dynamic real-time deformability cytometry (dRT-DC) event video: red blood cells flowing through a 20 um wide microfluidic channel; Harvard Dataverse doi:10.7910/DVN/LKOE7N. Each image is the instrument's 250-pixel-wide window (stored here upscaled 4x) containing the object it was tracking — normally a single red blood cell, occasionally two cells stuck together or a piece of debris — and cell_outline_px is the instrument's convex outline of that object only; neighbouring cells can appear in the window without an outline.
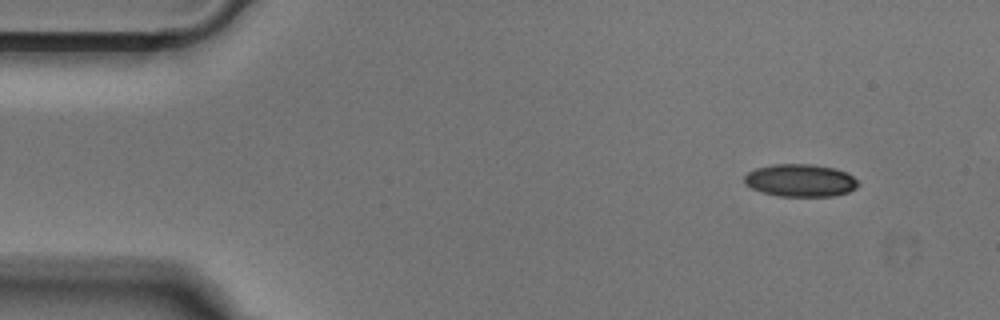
{"species": "Egyptian fruit bat (a non-hibernating species)", "species_latin": "Rousettus aegyptiacus", "temperature_condition": "cold", "stored_images_in_passage": 47, "camera_frame_rate_fps": 3000, "um_per_image_px": 0.085, "animal": {"sex": "male"}, "frame": {"image": 1, "passage_image": 1, "time_ms": 0.0, "image_size_px": [1000, 320], "cell_outline_px": [[860, 184], [856, 188], [848, 192], [832, 196], [776, 196], [760, 192], [744, 184], [744, 176], [748, 172], [756, 168], [772, 164], [812, 164], [832, 168], [848, 172]], "centroid_in_image_um": [68.01, 15.34], "position_along_channel_um": 17.0, "area_um2": 21.73}}
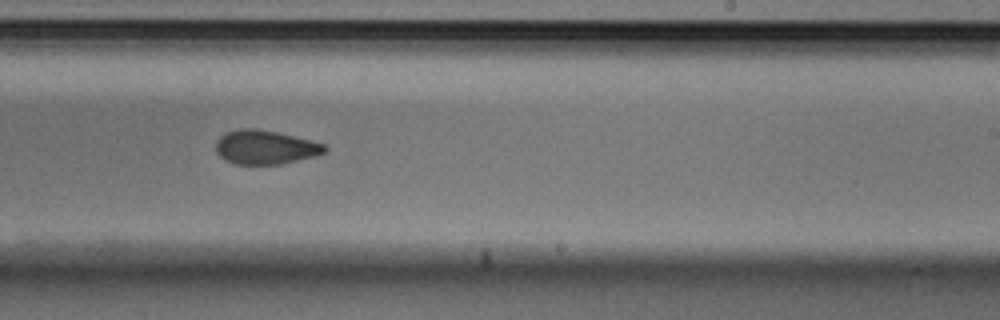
{"frame": {"image": 2, "passage_image": 27, "time_ms": 8.667, "image_size_px": [1000, 320], "cell_outline_px": [[328, 148], [324, 152], [312, 156], [280, 164], [236, 164], [224, 160], [216, 152], [216, 140], [224, 132], [240, 128], [256, 128], [276, 132], [312, 140], [324, 144]], "centroid_in_image_um": [22.49, 12.5], "position_along_channel_um": 266.5, "area_um2": 21.5}}
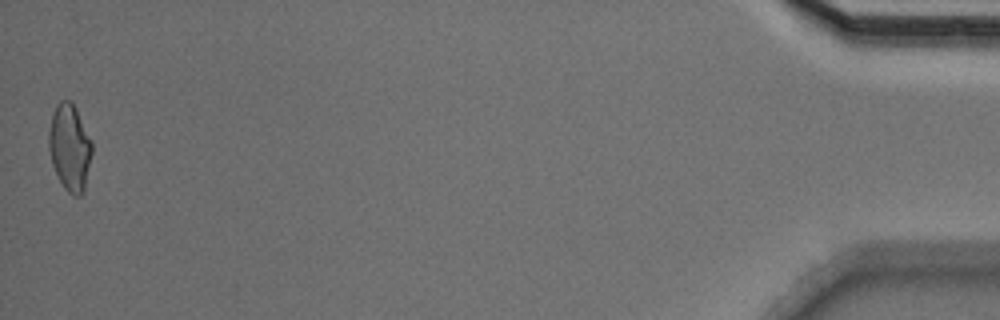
{"frame": {"image": 3, "passage_image": 47, "time_ms": 15.333, "image_size_px": [1000, 320], "cell_outline_px": [[92, 152], [84, 192], [80, 196], [72, 196], [64, 188], [52, 164], [48, 148], [48, 132], [52, 116], [56, 104], [60, 100], [68, 100], [76, 108], [92, 140]], "centroid_in_image_um": [5.93, 12.54], "position_along_channel_um": 429.3, "area_um2": 21.91}}